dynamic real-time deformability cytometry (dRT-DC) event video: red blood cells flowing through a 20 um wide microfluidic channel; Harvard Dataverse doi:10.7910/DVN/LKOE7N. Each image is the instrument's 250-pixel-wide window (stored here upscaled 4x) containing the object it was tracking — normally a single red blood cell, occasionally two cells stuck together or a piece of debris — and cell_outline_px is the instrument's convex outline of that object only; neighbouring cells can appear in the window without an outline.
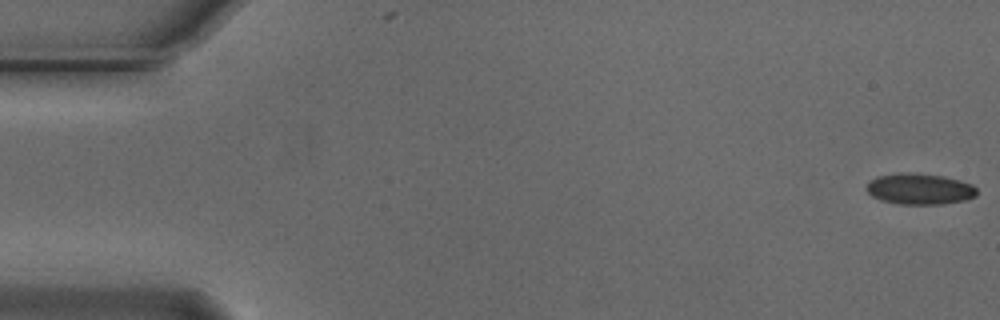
{"species": "Egyptian fruit bat (a non-hibernating species)", "species_latin": "Rousettus aegyptiacus", "temperature_condition": "cold", "stored_images_in_passage": 55, "camera_frame_rate_fps": 3000, "um_per_image_px": 0.085, "animal": {"sex": "male"}, "frame": {"image": 1, "passage_image": 1, "time_ms": 0.0, "image_size_px": [1000, 320], "cell_outline_px": [[976, 196], [968, 200], [944, 204], [900, 204], [880, 200], [872, 196], [864, 188], [876, 176], [908, 172], [944, 176], [960, 180], [972, 184], [976, 188]], "centroid_in_image_um": [78.19, 16.07], "position_along_channel_um": 6.8, "area_um2": 20.06}}
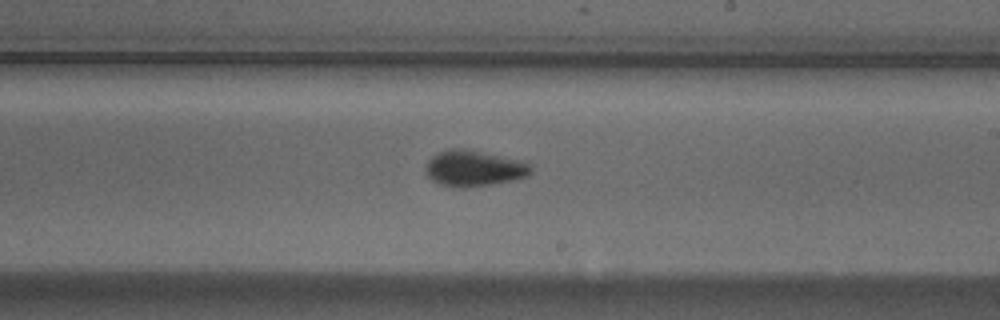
{"frame": {"image": 2, "passage_image": 32, "time_ms": 10.333, "image_size_px": [1000, 320], "cell_outline_px": [[532, 172], [528, 176], [516, 180], [492, 184], [464, 188], [460, 188], [440, 184], [432, 180], [424, 172], [428, 160], [436, 152], [448, 148], [464, 148], [520, 160], [528, 164], [532, 168]], "centroid_in_image_um": [40.26, 14.31], "position_along_channel_um": 248.7, "area_um2": 22.25}}
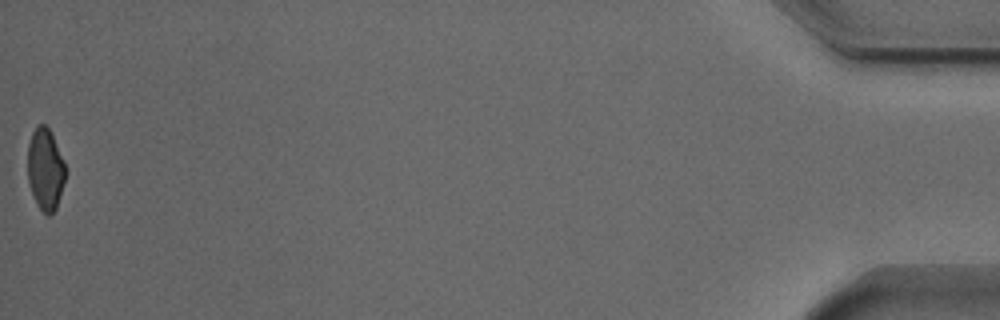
{"frame": {"image": 3, "passage_image": 55, "time_ms": 18.0, "image_size_px": [1000, 320], "cell_outline_px": [[64, 180], [56, 208], [52, 216], [48, 216], [36, 204], [28, 180], [28, 144], [32, 132], [36, 124], [44, 124], [48, 128], [64, 160]], "centroid_in_image_um": [3.83, 14.38], "position_along_channel_um": 431.4, "area_um2": 17.74}, "authors_computed_cell_mechanics": {"area_um2": 20.1722, "velocity_mm_per_s": 3.7412, "shape_relaxation_time_tau1_ms": 3.1362, "shape_relaxation_time_tau2_ms": 3.1062, "deformation_change_tau1": 0.0988, "deformation_change_tau2": 0.075}}